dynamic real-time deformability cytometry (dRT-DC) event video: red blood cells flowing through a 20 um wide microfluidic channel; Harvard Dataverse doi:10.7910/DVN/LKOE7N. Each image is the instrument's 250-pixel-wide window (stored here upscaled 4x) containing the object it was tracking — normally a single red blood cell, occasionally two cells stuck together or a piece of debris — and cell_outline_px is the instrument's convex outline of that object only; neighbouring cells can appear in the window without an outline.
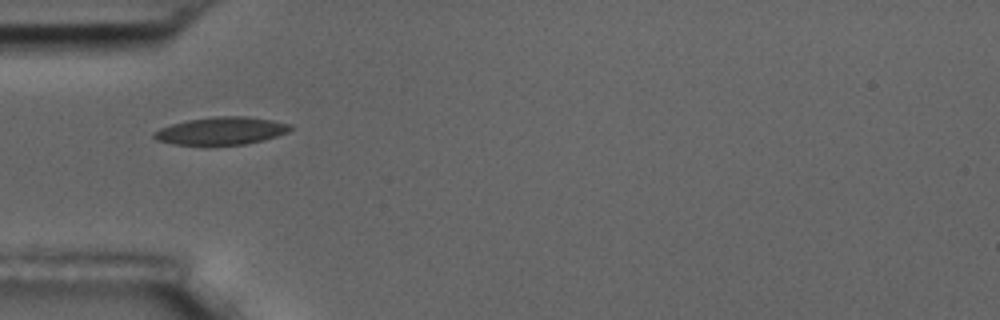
{"species": "common noctule bat (a hibernating species)", "species_latin": "Nyctalus noctula", "temperature_condition": "room temperature", "stored_images_in_passage": 3, "camera_frame_rate_fps": 3000, "um_per_image_px": 0.085, "animal": {"sex": "male", "body_mass_g": 17.5, "forearm_length_mm": 52.3}, "frame": {"image": 1, "passage_image": 1, "time_ms": 0.0, "image_size_px": [1000, 320], "cell_outline_px": [[292, 128], [288, 132], [264, 140], [244, 144], [204, 148], [172, 144], [156, 140], [152, 136], [152, 132], [160, 128], [172, 124], [188, 120], [212, 116], [248, 116], [272, 120], [292, 124]], "centroid_in_image_um": [18.75, 11.16], "position_along_channel_um": 66.2, "area_um2": 22.95}}
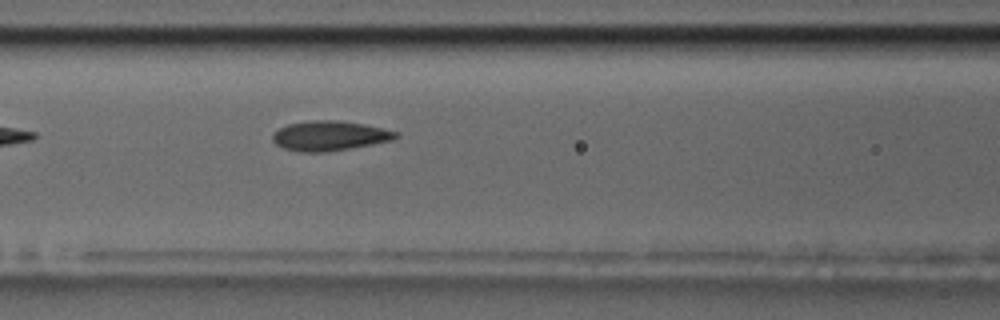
{"frame": {"image": 2, "passage_image": 3, "time_ms": 2.0, "image_size_px": [1000, 320], "cell_outline_px": [[400, 136], [392, 140], [372, 144], [328, 152], [300, 152], [284, 148], [276, 144], [272, 140], [272, 132], [288, 124], [304, 120], [340, 120], [364, 124], [400, 132]], "centroid_in_image_um": [28.01, 11.53], "position_along_channel_um": 138.6, "area_um2": 21.62}}